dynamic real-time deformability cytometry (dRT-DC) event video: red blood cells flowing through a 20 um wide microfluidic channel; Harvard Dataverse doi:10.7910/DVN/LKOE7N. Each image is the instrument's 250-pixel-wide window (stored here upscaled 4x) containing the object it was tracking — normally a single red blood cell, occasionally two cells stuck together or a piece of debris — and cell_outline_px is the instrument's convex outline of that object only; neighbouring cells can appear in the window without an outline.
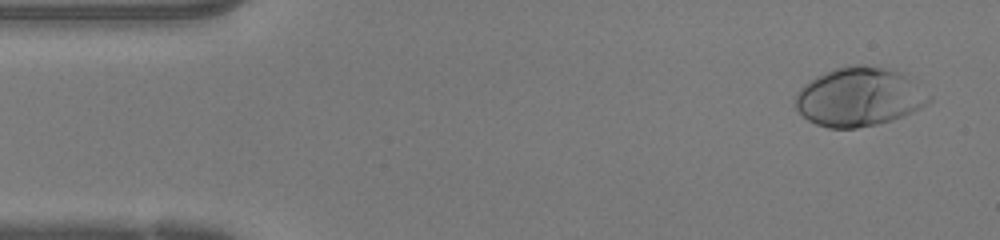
{"species": "human", "species_latin": "Homo sapiens", "temperature_condition": "warm", "stored_images_in_passage": 47, "camera_frame_rate_fps": 3000, "um_per_image_px": 0.085, "donor": {"sex": "female"}, "frame": {"image": 1, "passage_image": 2, "time_ms": 0.333, "image_size_px": [1000, 240], "cell_outline_px": [[932, 100], [920, 108], [904, 116], [892, 120], [876, 124], [856, 128], [828, 128], [816, 124], [808, 120], [796, 108], [796, 92], [804, 84], [836, 68], [848, 64], [864, 64], [888, 68], [900, 72], [932, 96]], "centroid_in_image_um": [73.04, 8.24], "position_along_channel_um": 12.0, "area_um2": 45.55}}
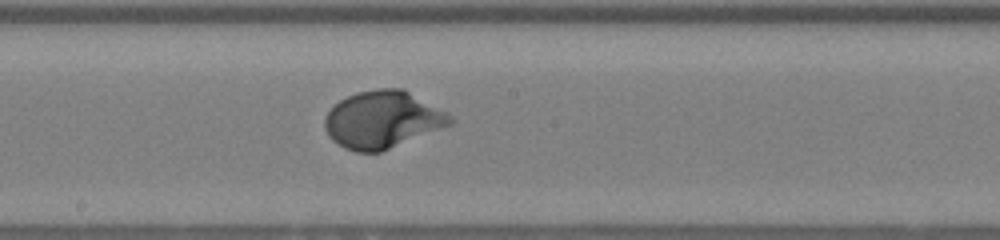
{"frame": {"image": 2, "passage_image": 24, "time_ms": 7.667, "image_size_px": [1000, 240], "cell_outline_px": [[456, 120], [452, 124], [380, 152], [356, 152], [344, 148], [332, 140], [328, 136], [324, 128], [324, 120], [328, 112], [340, 100], [356, 92], [380, 88], [404, 88], [452, 116]], "centroid_in_image_um": [32.5, 10.17], "position_along_channel_um": 215.7, "area_um2": 41.67}}
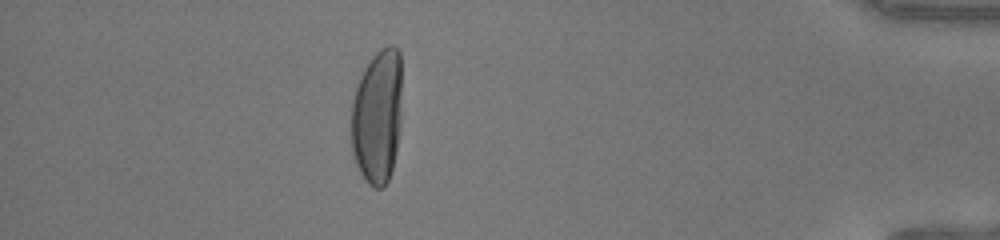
{"frame": {"image": 3, "passage_image": 41, "time_ms": 13.333, "image_size_px": [1000, 240], "cell_outline_px": [[400, 120], [396, 152], [392, 168], [388, 180], [384, 188], [372, 188], [364, 180], [356, 164], [352, 152], [352, 100], [360, 76], [364, 68], [372, 56], [380, 48], [388, 44], [392, 44], [400, 52]], "centroid_in_image_um": [32.06, 9.9], "position_along_channel_um": 403.1, "area_um2": 39.88}, "authors_computed_cell_mechanics": {"area_um2": 40.6912, "velocity_mm_per_s": 4.2297, "shape_relaxation_time_tau1_ms": 3.0436, "shape_relaxation_time_tau2_ms": null, "deformation_change_tau1": 0.2252, "deformation_change_tau2": null}}